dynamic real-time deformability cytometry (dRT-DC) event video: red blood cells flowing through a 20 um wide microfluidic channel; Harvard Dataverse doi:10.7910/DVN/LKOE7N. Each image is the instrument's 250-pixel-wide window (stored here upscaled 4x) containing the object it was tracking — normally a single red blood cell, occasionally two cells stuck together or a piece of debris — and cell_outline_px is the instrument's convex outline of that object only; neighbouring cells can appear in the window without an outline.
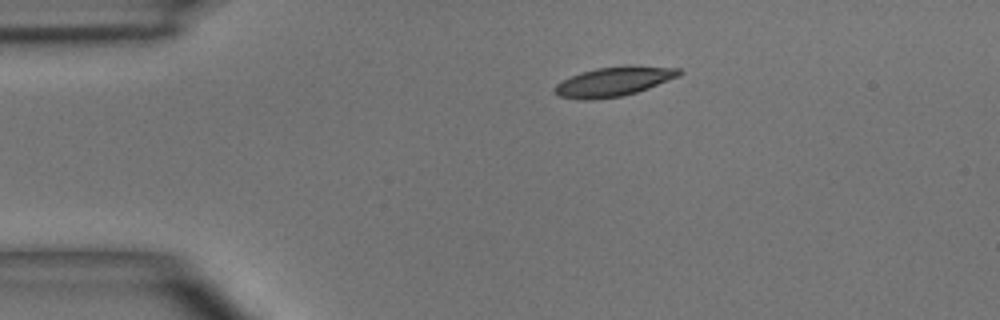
{"species": "common noctule bat (a hibernating species)", "species_latin": "Nyctalus noctula", "temperature_condition": "room temperature", "stored_images_in_passage": 1, "camera_frame_rate_fps": 3000, "um_per_image_px": 0.085, "animal": {"sex": "male", "body_mass_g": 15.6}, "frame": {"image": 1, "passage_image": 1, "time_ms": 0.0, "image_size_px": [1000, 320], "cell_outline_px": [[684, 72], [680, 76], [648, 88], [636, 92], [620, 96], [592, 100], [580, 100], [560, 96], [552, 92], [552, 88], [556, 84], [580, 72], [596, 68], [624, 64], [632, 64], [680, 68]], "centroid_in_image_um": [52.19, 6.9], "position_along_channel_um": 32.8, "area_um2": 21.79}}